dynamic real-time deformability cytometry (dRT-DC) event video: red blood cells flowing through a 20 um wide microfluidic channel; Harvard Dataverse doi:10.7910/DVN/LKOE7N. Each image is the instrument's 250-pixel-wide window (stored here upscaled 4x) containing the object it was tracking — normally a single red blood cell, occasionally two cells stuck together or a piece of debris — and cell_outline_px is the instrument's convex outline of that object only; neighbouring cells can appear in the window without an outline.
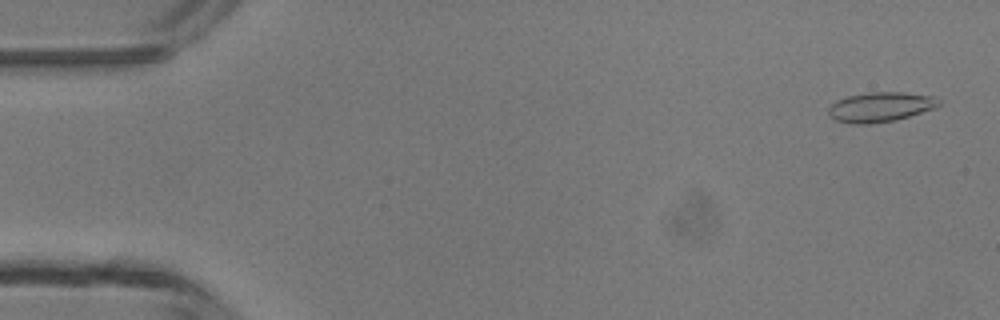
{"species": "common noctule bat (a hibernating species)", "species_latin": "Nyctalus noctula", "temperature_condition": "room temperature", "stored_images_in_passage": 5, "camera_frame_rate_fps": 3000, "um_per_image_px": 0.085, "animal": {"sex": "male", "body_mass_g": 13.3}, "frame": {"image": 1, "passage_image": 1, "time_ms": 0.0, "image_size_px": [1000, 320], "cell_outline_px": [[940, 104], [936, 108], [896, 120], [868, 124], [852, 124], [836, 120], [828, 112], [828, 108], [836, 100], [848, 96], [868, 92], [904, 92], [932, 96], [940, 100]], "centroid_in_image_um": [74.85, 9.09], "position_along_channel_um": 10.2, "area_um2": 19.13}}
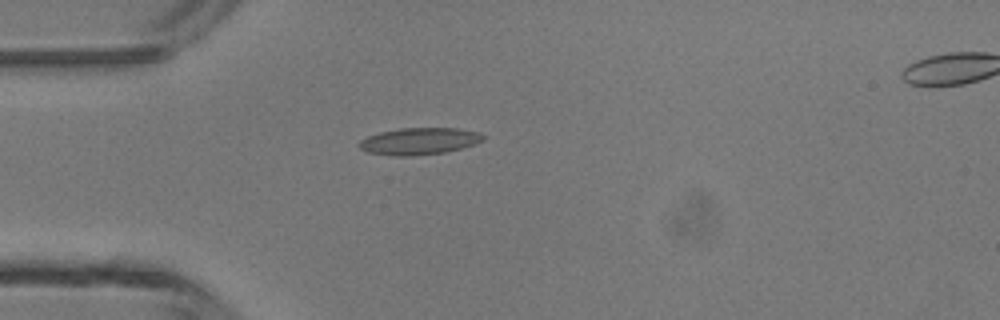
{"frame": {"image": 2, "passage_image": 4, "time_ms": 3.667, "image_size_px": [1000, 320], "cell_outline_px": [[488, 136], [484, 140], [460, 148], [444, 152], [412, 156], [392, 156], [368, 152], [360, 148], [356, 144], [360, 140], [368, 136], [380, 132], [400, 128], [456, 128], [480, 132]], "centroid_in_image_um": [35.63, 11.99], "position_along_channel_um": 49.4, "area_um2": 19.48}}